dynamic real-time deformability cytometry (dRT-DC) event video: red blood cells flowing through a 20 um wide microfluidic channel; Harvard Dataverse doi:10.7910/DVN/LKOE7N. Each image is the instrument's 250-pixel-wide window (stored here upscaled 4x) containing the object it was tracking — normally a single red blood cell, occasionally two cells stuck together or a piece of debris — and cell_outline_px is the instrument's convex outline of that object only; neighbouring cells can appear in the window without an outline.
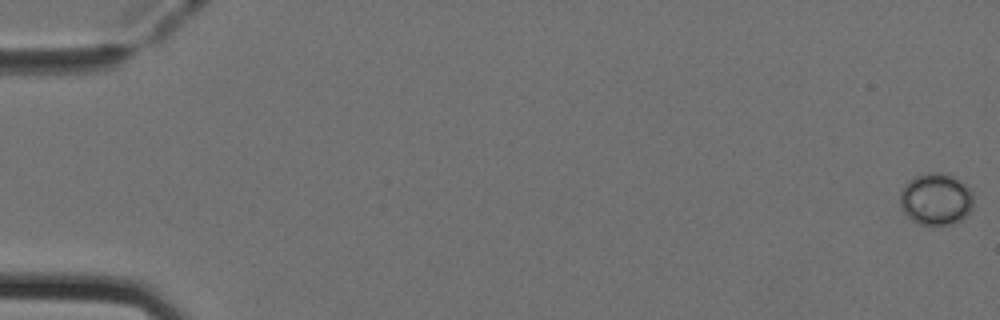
{"species": "Egyptian fruit bat (a non-hibernating species)", "species_latin": "Rousettus aegyptiacus", "temperature_condition": "cold", "stored_images_in_passage": 49, "camera_frame_rate_fps": 3000, "um_per_image_px": 0.085, "animal": {"sex": "female"}, "frame": {"image": 1, "passage_image": 1, "time_ms": 0.0, "image_size_px": [1000, 320], "cell_outline_px": [[972, 208], [960, 220], [952, 224], [916, 224], [900, 208], [900, 192], [904, 184], [912, 176], [928, 172], [944, 172], [960, 180], [972, 192]], "centroid_in_image_um": [79.51, 16.9], "position_along_channel_um": 5.5, "area_um2": 22.31}}
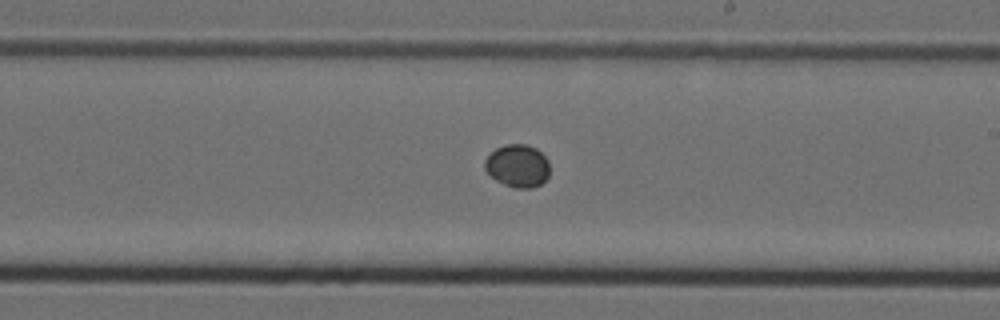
{"frame": {"image": 2, "passage_image": 31, "time_ms": 10.0, "image_size_px": [1000, 320], "cell_outline_px": [[548, 176], [540, 184], [532, 188], [516, 188], [504, 184], [496, 180], [484, 168], [484, 160], [496, 148], [504, 144], [528, 144], [536, 148], [548, 160]], "centroid_in_image_um": [43.99, 14.08], "position_along_channel_um": 245.0, "area_um2": 16.07}}
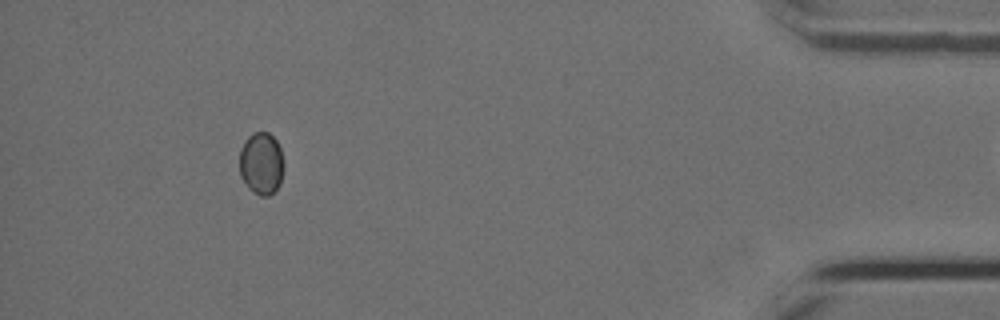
{"frame": {"image": 3, "passage_image": 48, "time_ms": 15.667, "image_size_px": [1000, 320], "cell_outline_px": [[284, 168], [280, 184], [268, 196], [260, 196], [252, 192], [248, 188], [240, 176], [240, 148], [244, 140], [252, 132], [268, 132], [276, 140], [280, 148], [284, 164]], "centroid_in_image_um": [22.2, 13.89], "position_along_channel_um": 413.0, "area_um2": 16.3}}